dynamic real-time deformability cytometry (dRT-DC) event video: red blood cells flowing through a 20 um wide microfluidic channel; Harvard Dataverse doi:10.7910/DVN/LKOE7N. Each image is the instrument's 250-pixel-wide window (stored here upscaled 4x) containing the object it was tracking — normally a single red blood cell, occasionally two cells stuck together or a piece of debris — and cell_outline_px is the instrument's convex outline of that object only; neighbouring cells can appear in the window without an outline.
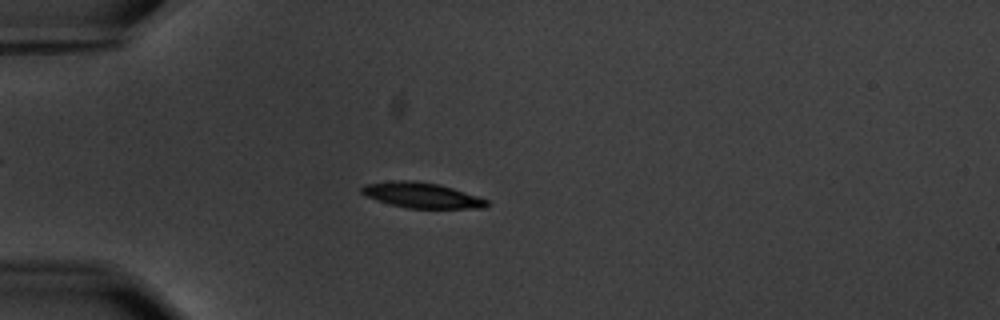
{"species": "common noctule bat (a hibernating species)", "species_latin": "Nyctalus noctula", "temperature_condition": "warm", "stored_images_in_passage": 5, "camera_frame_rate_fps": 3000, "um_per_image_px": 0.085, "animal": {"sex": "male", "body_mass_g": 20.1, "forearm_length_mm": 53.5}, "frame": {"image": 1, "passage_image": 4, "time_ms": 3.333, "image_size_px": [1000, 320], "cell_outline_px": [[488, 204], [484, 208], [408, 208], [376, 200], [360, 192], [360, 188], [364, 184], [388, 180], [416, 180], [440, 184], [488, 200]], "centroid_in_image_um": [35.8, 16.57], "position_along_channel_um": 49.2, "area_um2": 18.5}}